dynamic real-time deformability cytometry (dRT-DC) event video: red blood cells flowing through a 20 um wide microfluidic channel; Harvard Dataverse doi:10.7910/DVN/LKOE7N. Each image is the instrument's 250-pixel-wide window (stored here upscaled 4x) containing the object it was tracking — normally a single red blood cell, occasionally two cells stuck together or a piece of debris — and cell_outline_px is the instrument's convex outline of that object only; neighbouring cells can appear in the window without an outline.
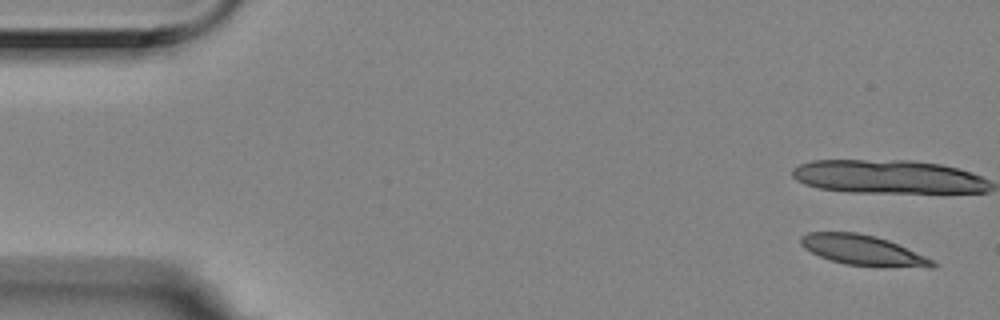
{"species": "Egyptian fruit bat (a non-hibernating species)", "species_latin": "Rousettus aegyptiacus", "temperature_condition": "room temperature", "stored_images_in_passage": 15, "camera_frame_rate_fps": 3000, "um_per_image_px": 0.085, "animal": {"sex": "female"}, "frame": {"image": 1, "passage_image": 1, "time_ms": 0.0, "image_size_px": [1000, 320], "cell_outline_px": [[940, 264], [936, 268], [928, 268], [844, 264], [820, 256], [804, 248], [800, 244], [800, 236], [808, 232], [856, 232], [876, 236], [888, 240], [924, 256]], "centroid_in_image_um": [73.35, 21.26], "position_along_channel_um": 11.6, "area_um2": 22.95}}
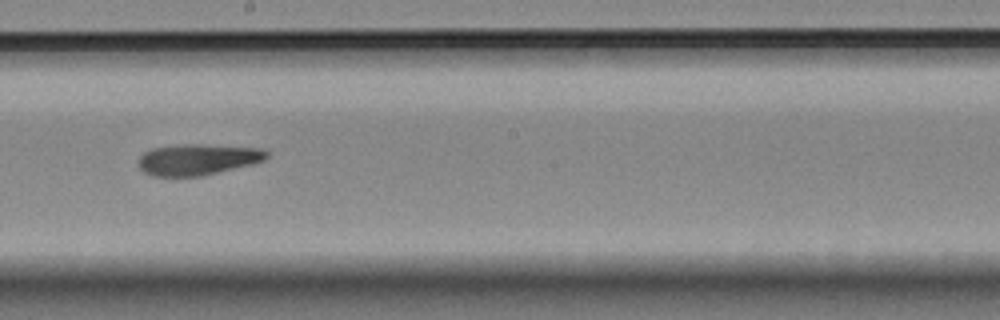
{"frame": {"image": 2, "passage_image": 9, "time_ms": 2.667, "image_size_px": [1000, 320], "cell_outline_px": [[268, 156], [264, 160], [252, 164], [204, 176], [152, 176], [144, 172], [140, 168], [140, 156], [144, 152], [152, 148], [184, 144], [200, 144], [264, 148], [268, 152]], "centroid_in_image_um": [16.84, 13.55], "position_along_channel_um": 231.4, "area_um2": 23.29}}
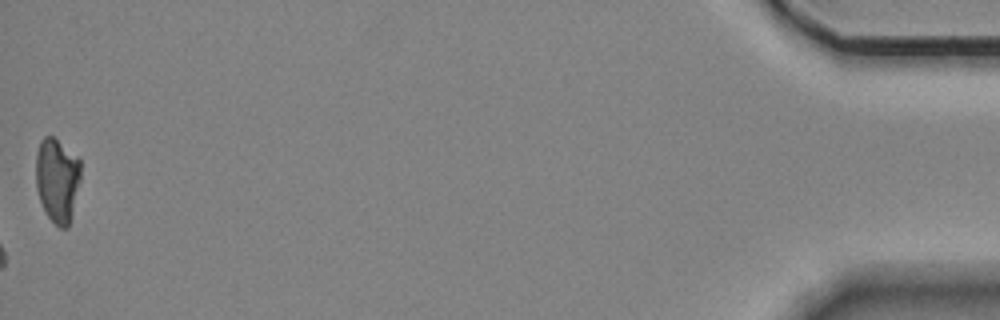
{"frame": {"image": 3, "passage_image": 15, "time_ms": 4.667, "image_size_px": [1000, 320], "cell_outline_px": [[80, 180], [68, 228], [60, 228], [48, 216], [40, 200], [36, 188], [36, 152], [40, 140], [44, 136], [52, 136], [80, 160]], "centroid_in_image_um": [4.85, 15.29], "position_along_channel_um": 430.4, "area_um2": 21.73}}